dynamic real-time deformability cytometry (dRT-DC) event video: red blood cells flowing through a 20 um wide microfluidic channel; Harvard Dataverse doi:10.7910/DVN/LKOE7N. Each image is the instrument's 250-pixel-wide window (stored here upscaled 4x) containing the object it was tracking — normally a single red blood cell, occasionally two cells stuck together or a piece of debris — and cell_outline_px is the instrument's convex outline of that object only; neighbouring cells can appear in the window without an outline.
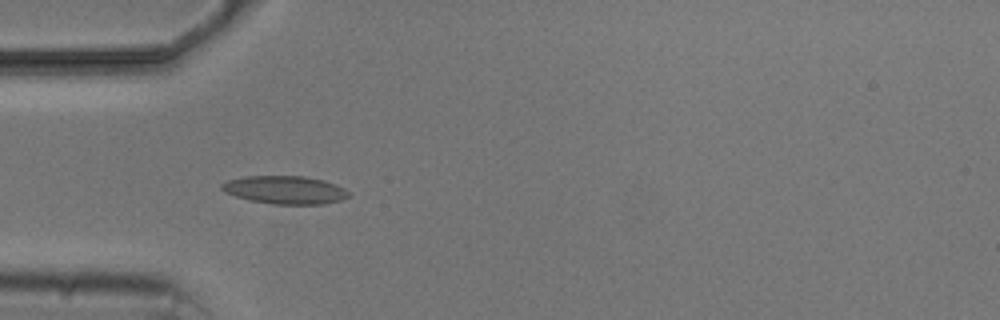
{"species": "common noctule bat (a hibernating species)", "species_latin": "Nyctalus noctula", "temperature_condition": "cold", "stored_images_in_passage": 4, "camera_frame_rate_fps": 3000, "um_per_image_px": 0.085, "animal": {"sex": "male", "body_mass_g": 20.5, "forearm_length_mm": 52.5}, "frame": {"image": 1, "passage_image": 3, "time_ms": 3.667, "image_size_px": [1000, 320], "cell_outline_px": [[352, 192], [348, 196], [340, 200], [324, 204], [272, 204], [252, 200], [236, 196], [224, 192], [220, 188], [220, 184], [228, 180], [244, 176], [304, 176], [324, 180], [336, 184]], "centroid_in_image_um": [24.24, 16.13], "position_along_channel_um": 60.8, "area_um2": 20.81}}
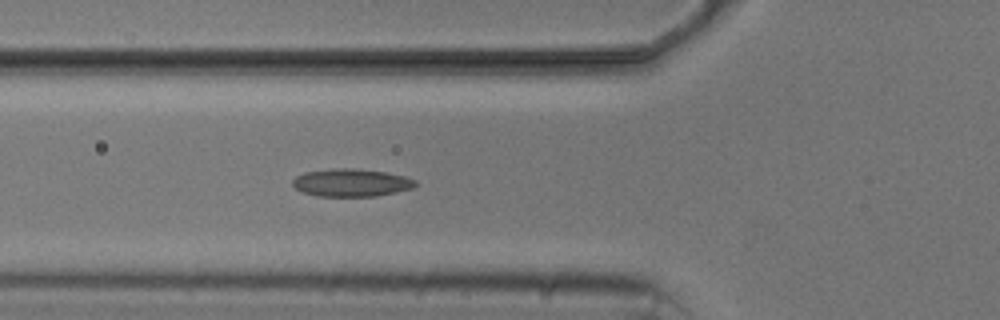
{"frame": {"image": 2, "passage_image": 4, "time_ms": 4.667, "image_size_px": [1000, 320], "cell_outline_px": [[420, 184], [416, 188], [376, 196], [316, 196], [304, 192], [296, 188], [292, 184], [292, 180], [296, 176], [304, 172], [332, 168], [356, 168], [384, 172], [404, 176], [416, 180]], "centroid_in_image_um": [29.9, 15.52], "position_along_channel_um": 95.9, "area_um2": 20.06}}